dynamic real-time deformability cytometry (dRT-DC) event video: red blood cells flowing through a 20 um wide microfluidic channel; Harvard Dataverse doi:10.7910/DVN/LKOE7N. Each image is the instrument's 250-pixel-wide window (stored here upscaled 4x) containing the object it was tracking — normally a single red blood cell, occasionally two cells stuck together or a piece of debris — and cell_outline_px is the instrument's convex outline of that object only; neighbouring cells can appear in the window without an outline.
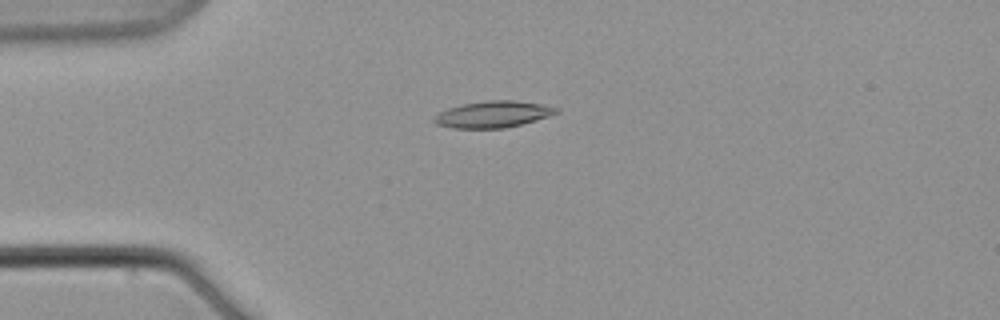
{"species": "common noctule bat (a hibernating species)", "species_latin": "Nyctalus noctula", "temperature_condition": "warm", "stored_images_in_passage": 4, "camera_frame_rate_fps": 3000, "um_per_image_px": 0.085, "animal": {"sex": "male", "body_mass_g": 21.5, "forearm_length_mm": 52.0}, "frame": {"image": 1, "passage_image": 3, "time_ms": 2.333, "image_size_px": [1000, 320], "cell_outline_px": [[560, 112], [536, 120], [504, 128], [452, 128], [436, 124], [432, 120], [440, 112], [448, 108], [460, 104], [488, 100], [516, 100], [540, 104], [560, 108]], "centroid_in_image_um": [41.91, 9.71], "position_along_channel_um": 43.1, "area_um2": 18.84}}